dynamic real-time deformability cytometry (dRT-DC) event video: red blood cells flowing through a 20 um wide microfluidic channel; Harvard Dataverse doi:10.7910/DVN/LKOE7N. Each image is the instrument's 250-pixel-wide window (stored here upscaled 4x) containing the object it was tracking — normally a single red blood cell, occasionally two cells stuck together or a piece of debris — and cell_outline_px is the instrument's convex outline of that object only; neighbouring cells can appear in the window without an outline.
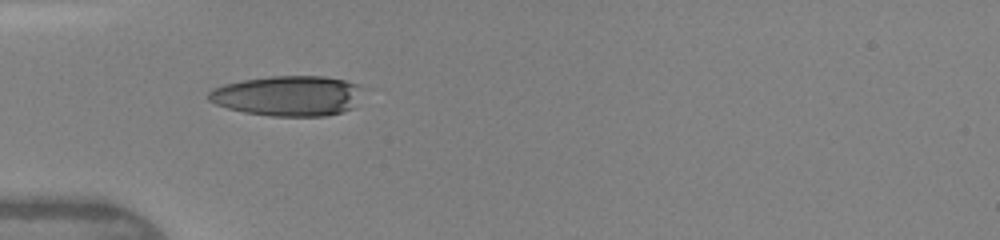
{"species": "human", "species_latin": "Homo sapiens", "temperature_condition": "warm", "stored_images_in_passage": 3, "camera_frame_rate_fps": 3000, "um_per_image_px": 0.085, "donor": {"sex": "female"}, "frame": {"image": 1, "passage_image": 1, "time_ms": 0.0, "image_size_px": [1000, 240], "cell_outline_px": [[360, 88], [352, 108], [344, 112], [324, 116], [272, 116], [244, 112], [228, 108], [216, 104], [208, 100], [208, 92], [212, 88], [224, 84], [244, 80], [272, 76], [324, 76], [344, 80], [356, 84]], "centroid_in_image_um": [24.42, 8.15], "position_along_channel_um": 60.6, "area_um2": 35.84}}